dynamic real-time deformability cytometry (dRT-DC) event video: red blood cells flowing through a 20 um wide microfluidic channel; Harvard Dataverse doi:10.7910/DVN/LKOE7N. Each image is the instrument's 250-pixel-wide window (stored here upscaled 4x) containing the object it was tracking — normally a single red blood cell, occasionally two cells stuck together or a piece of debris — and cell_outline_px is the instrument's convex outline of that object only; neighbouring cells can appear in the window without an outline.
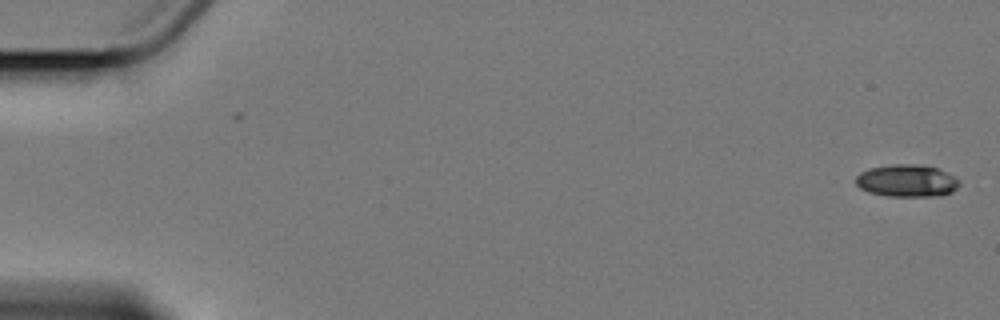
{"species": "Egyptian fruit bat (a non-hibernating species)", "species_latin": "Rousettus aegyptiacus", "temperature_condition": "cold", "stored_images_in_passage": 2, "camera_frame_rate_fps": 3000, "um_per_image_px": 0.085, "animal": {"sex": "female"}, "frame": {"image": 1, "passage_image": 2, "time_ms": 1.0, "image_size_px": [1000, 320], "cell_outline_px": [[960, 184], [952, 192], [936, 196], [888, 196], [868, 192], [860, 188], [856, 184], [856, 176], [860, 172], [868, 168], [892, 164], [916, 164], [936, 168], [960, 180]], "centroid_in_image_um": [77.05, 15.36], "position_along_channel_um": 8.0, "area_um2": 19.42}}